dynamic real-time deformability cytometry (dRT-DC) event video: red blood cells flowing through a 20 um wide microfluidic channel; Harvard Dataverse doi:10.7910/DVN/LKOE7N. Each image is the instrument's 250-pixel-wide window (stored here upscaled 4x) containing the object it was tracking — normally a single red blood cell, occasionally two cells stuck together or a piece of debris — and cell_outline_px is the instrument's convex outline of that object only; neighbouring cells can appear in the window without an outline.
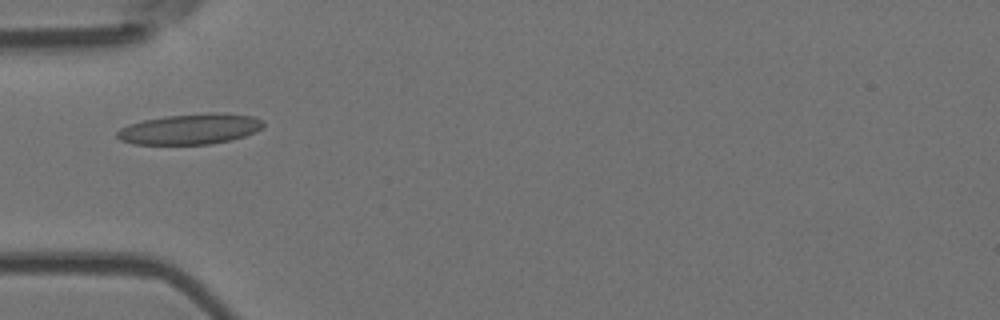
{"species": "Egyptian fruit bat (a non-hibernating species)", "species_latin": "Rousettus aegyptiacus", "temperature_condition": "room temperature", "stored_images_in_passage": 4, "camera_frame_rate_fps": 3000, "um_per_image_px": 0.085, "animal": {"sex": "female"}, "frame": {"image": 1, "passage_image": 1, "time_ms": 0.0, "image_size_px": [1000, 320], "cell_outline_px": [[264, 128], [256, 132], [244, 136], [212, 144], [132, 144], [120, 140], [116, 136], [116, 132], [120, 128], [128, 124], [144, 120], [164, 116], [208, 112], [216, 112], [252, 116], [264, 120]], "centroid_in_image_um": [16.17, 10.96], "position_along_channel_um": 68.8, "area_um2": 26.24}}
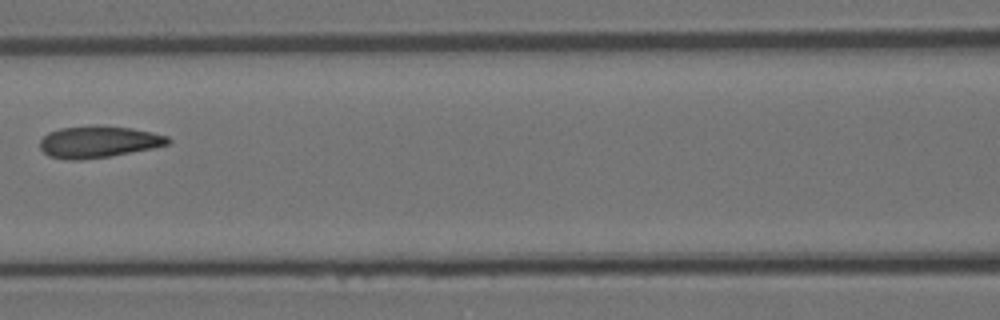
{"frame": {"image": 2, "passage_image": 3, "time_ms": 0.667, "image_size_px": [1000, 320], "cell_outline_px": [[172, 140], [168, 144], [152, 148], [112, 156], [80, 160], [68, 160], [48, 156], [40, 148], [40, 140], [48, 132], [60, 128], [132, 128], [152, 132], [168, 136]], "centroid_in_image_um": [8.37, 12.1], "position_along_channel_um": 158.2, "area_um2": 22.95}}
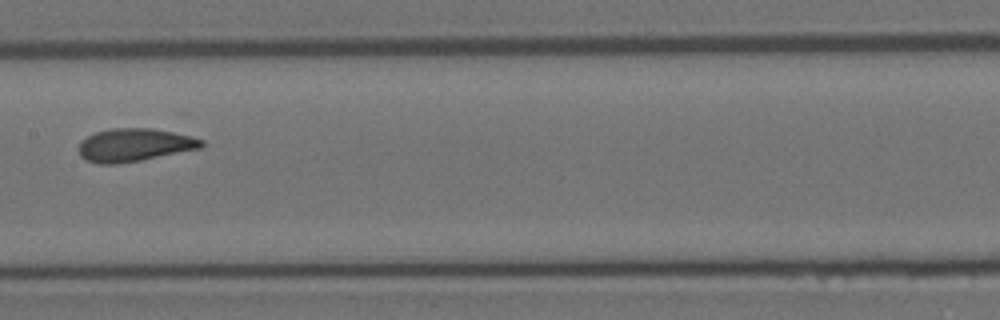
{"frame": {"image": 3, "passage_image": 4, "time_ms": 1.0, "image_size_px": [1000, 320], "cell_outline_px": [[204, 144], [200, 148], [140, 160], [116, 164], [100, 164], [88, 160], [80, 156], [80, 140], [96, 132], [112, 128], [152, 128], [192, 136], [204, 140]], "centroid_in_image_um": [11.43, 12.31], "position_along_channel_um": 196.0, "area_um2": 23.35}}